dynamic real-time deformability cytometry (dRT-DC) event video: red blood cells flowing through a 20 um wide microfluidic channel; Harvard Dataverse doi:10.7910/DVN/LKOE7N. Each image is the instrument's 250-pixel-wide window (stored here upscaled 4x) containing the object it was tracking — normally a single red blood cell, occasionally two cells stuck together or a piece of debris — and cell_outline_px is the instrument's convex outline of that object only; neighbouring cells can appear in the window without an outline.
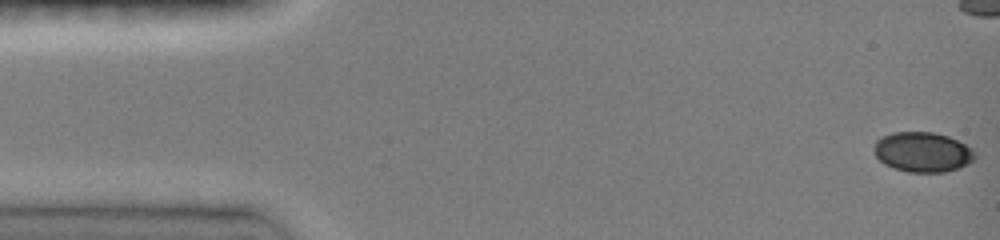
{"species": "common noctule bat (a hibernating species)", "species_latin": "Nyctalus noctula", "temperature_condition": "room temperature", "stored_images_in_passage": 47, "camera_frame_rate_fps": 3000, "um_per_image_px": 0.085, "animal": {"sex": "female", "body_mass_g": 19.0, "forearm_length_mm": 51.5}, "frame": {"image": 1, "passage_image": 1, "time_ms": 0.0, "image_size_px": [1000, 240], "cell_outline_px": [[976, 156], [968, 164], [944, 172], [908, 172], [884, 164], [876, 156], [876, 140], [880, 136], [892, 132], [932, 132], [948, 136], [972, 148], [976, 152]], "centroid_in_image_um": [78.43, 12.91], "position_along_channel_um": 6.6, "area_um2": 23.29}}
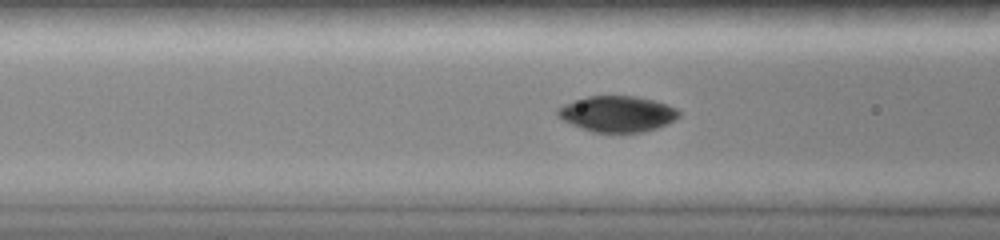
{"frame": {"image": 2, "passage_image": 23, "time_ms": 5.667, "image_size_px": [1000, 240], "cell_outline_px": [[680, 116], [668, 124], [644, 132], [592, 132], [572, 124], [556, 116], [556, 108], [564, 104], [588, 96], [636, 96], [668, 104], [676, 108], [680, 112]], "centroid_in_image_um": [52.48, 9.68], "position_along_channel_um": 114.1, "area_um2": 25.37}}
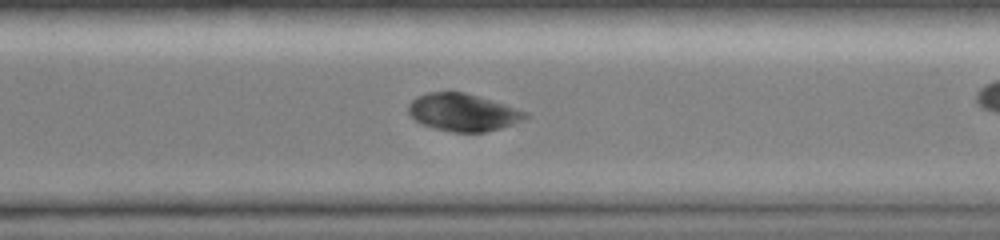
{"frame": {"image": 3, "passage_image": 44, "time_ms": 11.0, "image_size_px": [1000, 240], "cell_outline_px": [[528, 116], [524, 120], [500, 128], [484, 132], [452, 132], [420, 124], [408, 112], [408, 104], [416, 96], [428, 92], [464, 92], [492, 100], [528, 112]], "centroid_in_image_um": [39.34, 9.55], "position_along_channel_um": 331.3, "area_um2": 25.43}}